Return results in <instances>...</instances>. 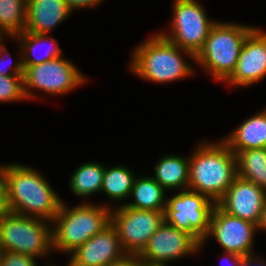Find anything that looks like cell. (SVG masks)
Listing matches in <instances>:
<instances>
[{
	"mask_svg": "<svg viewBox=\"0 0 266 266\" xmlns=\"http://www.w3.org/2000/svg\"><path fill=\"white\" fill-rule=\"evenodd\" d=\"M5 53L7 54V49L5 48L4 44L0 43V75L2 76H24V67L22 64V61H19L16 65L13 66L12 68V73L7 71L5 67H3V63L6 61V56ZM5 56V57H4ZM12 65V64H10ZM9 65V66H10ZM8 69H10L8 67Z\"/></svg>",
	"mask_w": 266,
	"mask_h": 266,
	"instance_id": "obj_27",
	"label": "cell"
},
{
	"mask_svg": "<svg viewBox=\"0 0 266 266\" xmlns=\"http://www.w3.org/2000/svg\"><path fill=\"white\" fill-rule=\"evenodd\" d=\"M26 9L24 32L46 35L72 12L65 0H27Z\"/></svg>",
	"mask_w": 266,
	"mask_h": 266,
	"instance_id": "obj_16",
	"label": "cell"
},
{
	"mask_svg": "<svg viewBox=\"0 0 266 266\" xmlns=\"http://www.w3.org/2000/svg\"><path fill=\"white\" fill-rule=\"evenodd\" d=\"M104 170L101 164L96 162L85 163L78 167L70 180V187L77 196H91L95 192H100L104 177Z\"/></svg>",
	"mask_w": 266,
	"mask_h": 266,
	"instance_id": "obj_21",
	"label": "cell"
},
{
	"mask_svg": "<svg viewBox=\"0 0 266 266\" xmlns=\"http://www.w3.org/2000/svg\"><path fill=\"white\" fill-rule=\"evenodd\" d=\"M226 256L232 259L234 266H262V264L265 266L263 261L261 263V260H256L257 258L253 257L252 254L242 257L234 253H228Z\"/></svg>",
	"mask_w": 266,
	"mask_h": 266,
	"instance_id": "obj_29",
	"label": "cell"
},
{
	"mask_svg": "<svg viewBox=\"0 0 266 266\" xmlns=\"http://www.w3.org/2000/svg\"><path fill=\"white\" fill-rule=\"evenodd\" d=\"M123 250L128 255H139L151 236L164 223V211L140 210L123 206L110 214Z\"/></svg>",
	"mask_w": 266,
	"mask_h": 266,
	"instance_id": "obj_8",
	"label": "cell"
},
{
	"mask_svg": "<svg viewBox=\"0 0 266 266\" xmlns=\"http://www.w3.org/2000/svg\"><path fill=\"white\" fill-rule=\"evenodd\" d=\"M265 202V189L237 177L216 204L227 214L257 225Z\"/></svg>",
	"mask_w": 266,
	"mask_h": 266,
	"instance_id": "obj_13",
	"label": "cell"
},
{
	"mask_svg": "<svg viewBox=\"0 0 266 266\" xmlns=\"http://www.w3.org/2000/svg\"><path fill=\"white\" fill-rule=\"evenodd\" d=\"M35 258L27 254L0 251V266H37Z\"/></svg>",
	"mask_w": 266,
	"mask_h": 266,
	"instance_id": "obj_26",
	"label": "cell"
},
{
	"mask_svg": "<svg viewBox=\"0 0 266 266\" xmlns=\"http://www.w3.org/2000/svg\"><path fill=\"white\" fill-rule=\"evenodd\" d=\"M235 155L238 177L266 190V148L242 150Z\"/></svg>",
	"mask_w": 266,
	"mask_h": 266,
	"instance_id": "obj_20",
	"label": "cell"
},
{
	"mask_svg": "<svg viewBox=\"0 0 266 266\" xmlns=\"http://www.w3.org/2000/svg\"><path fill=\"white\" fill-rule=\"evenodd\" d=\"M24 67V91L31 98L29 88H37L51 94H66L85 82V77L73 63L62 57Z\"/></svg>",
	"mask_w": 266,
	"mask_h": 266,
	"instance_id": "obj_10",
	"label": "cell"
},
{
	"mask_svg": "<svg viewBox=\"0 0 266 266\" xmlns=\"http://www.w3.org/2000/svg\"><path fill=\"white\" fill-rule=\"evenodd\" d=\"M27 0H0V33L14 38L24 32Z\"/></svg>",
	"mask_w": 266,
	"mask_h": 266,
	"instance_id": "obj_23",
	"label": "cell"
},
{
	"mask_svg": "<svg viewBox=\"0 0 266 266\" xmlns=\"http://www.w3.org/2000/svg\"><path fill=\"white\" fill-rule=\"evenodd\" d=\"M127 255L110 223L73 252L68 266H108Z\"/></svg>",
	"mask_w": 266,
	"mask_h": 266,
	"instance_id": "obj_14",
	"label": "cell"
},
{
	"mask_svg": "<svg viewBox=\"0 0 266 266\" xmlns=\"http://www.w3.org/2000/svg\"><path fill=\"white\" fill-rule=\"evenodd\" d=\"M5 176L9 212L53 222L62 201L44 177L21 164L5 166Z\"/></svg>",
	"mask_w": 266,
	"mask_h": 266,
	"instance_id": "obj_1",
	"label": "cell"
},
{
	"mask_svg": "<svg viewBox=\"0 0 266 266\" xmlns=\"http://www.w3.org/2000/svg\"><path fill=\"white\" fill-rule=\"evenodd\" d=\"M108 266H144L138 258V255H127L124 259L109 264Z\"/></svg>",
	"mask_w": 266,
	"mask_h": 266,
	"instance_id": "obj_31",
	"label": "cell"
},
{
	"mask_svg": "<svg viewBox=\"0 0 266 266\" xmlns=\"http://www.w3.org/2000/svg\"><path fill=\"white\" fill-rule=\"evenodd\" d=\"M191 157L188 189L217 203L238 177L236 155L221 141L200 144Z\"/></svg>",
	"mask_w": 266,
	"mask_h": 266,
	"instance_id": "obj_2",
	"label": "cell"
},
{
	"mask_svg": "<svg viewBox=\"0 0 266 266\" xmlns=\"http://www.w3.org/2000/svg\"><path fill=\"white\" fill-rule=\"evenodd\" d=\"M255 229L257 230L256 224L229 215L216 204L202 244L206 238L213 235L226 253L244 257L252 254Z\"/></svg>",
	"mask_w": 266,
	"mask_h": 266,
	"instance_id": "obj_12",
	"label": "cell"
},
{
	"mask_svg": "<svg viewBox=\"0 0 266 266\" xmlns=\"http://www.w3.org/2000/svg\"><path fill=\"white\" fill-rule=\"evenodd\" d=\"M135 178L128 168L122 166L105 168L101 191L112 200L125 199L131 195Z\"/></svg>",
	"mask_w": 266,
	"mask_h": 266,
	"instance_id": "obj_24",
	"label": "cell"
},
{
	"mask_svg": "<svg viewBox=\"0 0 266 266\" xmlns=\"http://www.w3.org/2000/svg\"><path fill=\"white\" fill-rule=\"evenodd\" d=\"M164 191V188L152 177L135 178L131 191L135 201L125 206L140 210L164 211L166 206Z\"/></svg>",
	"mask_w": 266,
	"mask_h": 266,
	"instance_id": "obj_19",
	"label": "cell"
},
{
	"mask_svg": "<svg viewBox=\"0 0 266 266\" xmlns=\"http://www.w3.org/2000/svg\"><path fill=\"white\" fill-rule=\"evenodd\" d=\"M110 214L111 208L105 206L84 203L69 210L62 202L51 229L53 248L74 252L110 224Z\"/></svg>",
	"mask_w": 266,
	"mask_h": 266,
	"instance_id": "obj_5",
	"label": "cell"
},
{
	"mask_svg": "<svg viewBox=\"0 0 266 266\" xmlns=\"http://www.w3.org/2000/svg\"><path fill=\"white\" fill-rule=\"evenodd\" d=\"M27 99L24 91V76L0 75V101L13 102Z\"/></svg>",
	"mask_w": 266,
	"mask_h": 266,
	"instance_id": "obj_25",
	"label": "cell"
},
{
	"mask_svg": "<svg viewBox=\"0 0 266 266\" xmlns=\"http://www.w3.org/2000/svg\"><path fill=\"white\" fill-rule=\"evenodd\" d=\"M102 0H65L67 6L71 9H80L83 7L93 6L101 3Z\"/></svg>",
	"mask_w": 266,
	"mask_h": 266,
	"instance_id": "obj_30",
	"label": "cell"
},
{
	"mask_svg": "<svg viewBox=\"0 0 266 266\" xmlns=\"http://www.w3.org/2000/svg\"><path fill=\"white\" fill-rule=\"evenodd\" d=\"M155 176L152 178L165 190L177 187L188 189L189 160L182 156H164L154 168Z\"/></svg>",
	"mask_w": 266,
	"mask_h": 266,
	"instance_id": "obj_18",
	"label": "cell"
},
{
	"mask_svg": "<svg viewBox=\"0 0 266 266\" xmlns=\"http://www.w3.org/2000/svg\"><path fill=\"white\" fill-rule=\"evenodd\" d=\"M167 200L164 222L192 235L202 245L216 203L208 196L190 189Z\"/></svg>",
	"mask_w": 266,
	"mask_h": 266,
	"instance_id": "obj_7",
	"label": "cell"
},
{
	"mask_svg": "<svg viewBox=\"0 0 266 266\" xmlns=\"http://www.w3.org/2000/svg\"><path fill=\"white\" fill-rule=\"evenodd\" d=\"M3 38V35L0 33V42L2 41Z\"/></svg>",
	"mask_w": 266,
	"mask_h": 266,
	"instance_id": "obj_33",
	"label": "cell"
},
{
	"mask_svg": "<svg viewBox=\"0 0 266 266\" xmlns=\"http://www.w3.org/2000/svg\"><path fill=\"white\" fill-rule=\"evenodd\" d=\"M46 34H34L29 32H23L20 35L16 36L19 40L22 41L23 49L25 52L24 56H22V64L23 66H34L37 64H41L42 62L52 61L56 58L61 57V50L57 46V43L54 38L46 37ZM46 42H49V48L46 49L45 55L41 57H35L36 48L40 45H43ZM56 44V45H55ZM52 46V47H51ZM34 53V54H33ZM33 55L34 57L30 56ZM26 55V56H25Z\"/></svg>",
	"mask_w": 266,
	"mask_h": 266,
	"instance_id": "obj_22",
	"label": "cell"
},
{
	"mask_svg": "<svg viewBox=\"0 0 266 266\" xmlns=\"http://www.w3.org/2000/svg\"><path fill=\"white\" fill-rule=\"evenodd\" d=\"M193 60L195 55L179 48L160 34L152 36L134 50L131 69L135 75L153 82H170L192 74L181 53Z\"/></svg>",
	"mask_w": 266,
	"mask_h": 266,
	"instance_id": "obj_3",
	"label": "cell"
},
{
	"mask_svg": "<svg viewBox=\"0 0 266 266\" xmlns=\"http://www.w3.org/2000/svg\"><path fill=\"white\" fill-rule=\"evenodd\" d=\"M257 229H266V202L264 204V208L262 209L260 219L257 224Z\"/></svg>",
	"mask_w": 266,
	"mask_h": 266,
	"instance_id": "obj_32",
	"label": "cell"
},
{
	"mask_svg": "<svg viewBox=\"0 0 266 266\" xmlns=\"http://www.w3.org/2000/svg\"><path fill=\"white\" fill-rule=\"evenodd\" d=\"M200 247L192 235L164 222L151 236L138 258L144 266H167L166 262L193 254Z\"/></svg>",
	"mask_w": 266,
	"mask_h": 266,
	"instance_id": "obj_11",
	"label": "cell"
},
{
	"mask_svg": "<svg viewBox=\"0 0 266 266\" xmlns=\"http://www.w3.org/2000/svg\"><path fill=\"white\" fill-rule=\"evenodd\" d=\"M40 218L6 212L0 215V251L47 255L53 247L52 231Z\"/></svg>",
	"mask_w": 266,
	"mask_h": 266,
	"instance_id": "obj_6",
	"label": "cell"
},
{
	"mask_svg": "<svg viewBox=\"0 0 266 266\" xmlns=\"http://www.w3.org/2000/svg\"><path fill=\"white\" fill-rule=\"evenodd\" d=\"M7 202V179L5 176V165L0 166V215L8 212Z\"/></svg>",
	"mask_w": 266,
	"mask_h": 266,
	"instance_id": "obj_28",
	"label": "cell"
},
{
	"mask_svg": "<svg viewBox=\"0 0 266 266\" xmlns=\"http://www.w3.org/2000/svg\"><path fill=\"white\" fill-rule=\"evenodd\" d=\"M172 31L163 37L194 55L203 47L216 22L209 21L203 7L196 0H175Z\"/></svg>",
	"mask_w": 266,
	"mask_h": 266,
	"instance_id": "obj_9",
	"label": "cell"
},
{
	"mask_svg": "<svg viewBox=\"0 0 266 266\" xmlns=\"http://www.w3.org/2000/svg\"><path fill=\"white\" fill-rule=\"evenodd\" d=\"M222 141L234 154L242 150L266 148V110L245 120Z\"/></svg>",
	"mask_w": 266,
	"mask_h": 266,
	"instance_id": "obj_17",
	"label": "cell"
},
{
	"mask_svg": "<svg viewBox=\"0 0 266 266\" xmlns=\"http://www.w3.org/2000/svg\"><path fill=\"white\" fill-rule=\"evenodd\" d=\"M266 75V33L255 28L246 38L236 68L226 80L231 85L250 86Z\"/></svg>",
	"mask_w": 266,
	"mask_h": 266,
	"instance_id": "obj_15",
	"label": "cell"
},
{
	"mask_svg": "<svg viewBox=\"0 0 266 266\" xmlns=\"http://www.w3.org/2000/svg\"><path fill=\"white\" fill-rule=\"evenodd\" d=\"M254 29L247 25L216 22L195 55V61L207 72L210 71L215 80L226 82L236 68L247 36Z\"/></svg>",
	"mask_w": 266,
	"mask_h": 266,
	"instance_id": "obj_4",
	"label": "cell"
}]
</instances>
